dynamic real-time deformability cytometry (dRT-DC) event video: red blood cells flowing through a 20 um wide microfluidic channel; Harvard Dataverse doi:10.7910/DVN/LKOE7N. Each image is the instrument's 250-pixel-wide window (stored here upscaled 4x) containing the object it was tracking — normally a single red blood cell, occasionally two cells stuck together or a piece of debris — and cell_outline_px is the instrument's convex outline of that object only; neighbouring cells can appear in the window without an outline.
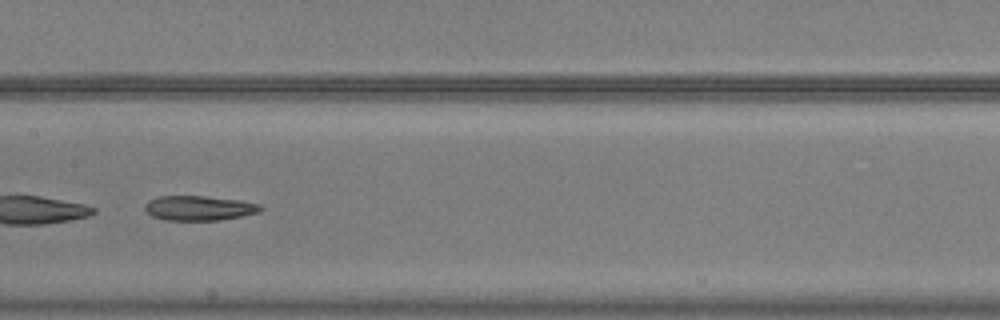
{"species": "common noctule bat (a hibernating species)", "species_latin": "Nyctalus noctula", "temperature_condition": "warm", "stored_images_in_passage": 44, "camera_frame_rate_fps": 3000, "um_per_image_px": 0.085, "animal": {"sex": "male", "body_mass_g": 20.5, "forearm_length_mm": 52.5}, "frame": {"image": 1, "passage_image": 19, "time_ms": 6.0, "image_size_px": [1000, 320], "cell_outline_px": [[264, 208], [260, 212], [220, 220], [168, 220], [152, 216], [144, 208], [144, 204], [148, 200], [160, 196], [204, 196], [240, 200], [260, 204]], "centroid_in_image_um": [16.93, 17.68], "position_along_channel_um": 190.5, "area_um2": 16.65}}